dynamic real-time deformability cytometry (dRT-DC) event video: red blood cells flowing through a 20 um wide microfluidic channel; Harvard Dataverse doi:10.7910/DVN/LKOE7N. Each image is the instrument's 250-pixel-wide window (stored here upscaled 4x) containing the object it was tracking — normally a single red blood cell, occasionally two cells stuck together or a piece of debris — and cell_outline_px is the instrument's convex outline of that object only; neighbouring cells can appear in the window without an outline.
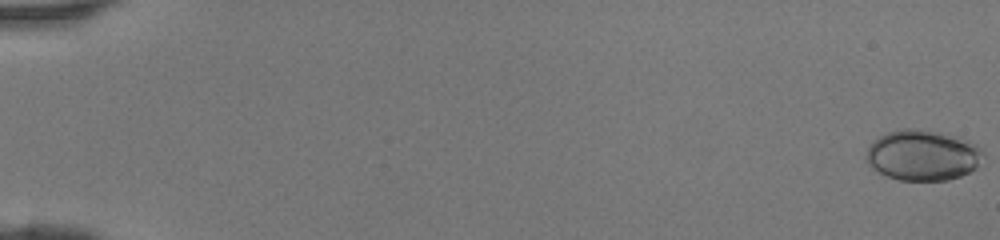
{"species": "human", "species_latin": "Homo sapiens", "temperature_condition": "room temperature", "stored_images_in_passage": 47, "camera_frame_rate_fps": 3000, "um_per_image_px": 0.085, "donor": {"sex": "female"}, "frame": {"image": 1, "passage_image": 1, "time_ms": 0.0, "image_size_px": [1000, 240], "cell_outline_px": [[984, 156], [976, 168], [960, 176], [948, 180], [900, 180], [888, 176], [872, 168], [864, 160], [864, 156], [872, 140], [888, 132], [904, 128], [908, 128], [936, 132], [960, 136], [976, 144], [984, 152]], "centroid_in_image_um": [78.42, 13.19], "position_along_channel_um": 6.6, "area_um2": 34.62}}
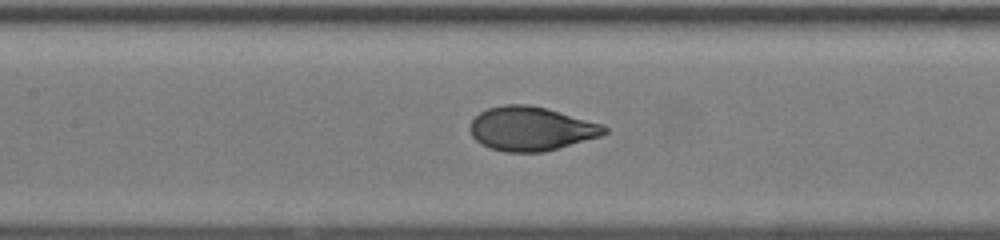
{"frame": {"image": 2, "passage_image": 24, "time_ms": 7.667, "image_size_px": [1000, 240], "cell_outline_px": [[608, 132], [600, 136], [544, 152], [504, 152], [480, 144], [472, 136], [468, 128], [472, 120], [480, 112], [488, 108], [504, 104], [528, 104], [544, 108], [604, 124], [608, 128]], "centroid_in_image_um": [45.12, 10.94], "position_along_channel_um": 162.3, "area_um2": 34.39}}
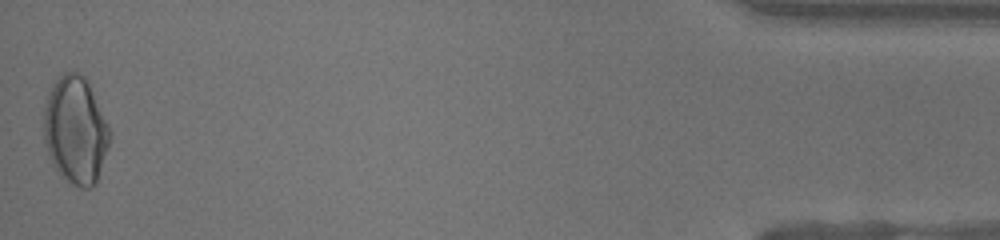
{"frame": {"image": 3, "passage_image": 47, "time_ms": 15.333, "image_size_px": [1000, 240], "cell_outline_px": [[112, 136], [96, 184], [92, 188], [80, 188], [72, 184], [60, 176], [52, 164], [44, 144], [44, 108], [48, 92], [52, 84], [64, 72], [80, 72], [88, 80], [112, 132]], "centroid_in_image_um": [6.43, 11.08], "position_along_channel_um": 428.8, "area_um2": 41.96}}